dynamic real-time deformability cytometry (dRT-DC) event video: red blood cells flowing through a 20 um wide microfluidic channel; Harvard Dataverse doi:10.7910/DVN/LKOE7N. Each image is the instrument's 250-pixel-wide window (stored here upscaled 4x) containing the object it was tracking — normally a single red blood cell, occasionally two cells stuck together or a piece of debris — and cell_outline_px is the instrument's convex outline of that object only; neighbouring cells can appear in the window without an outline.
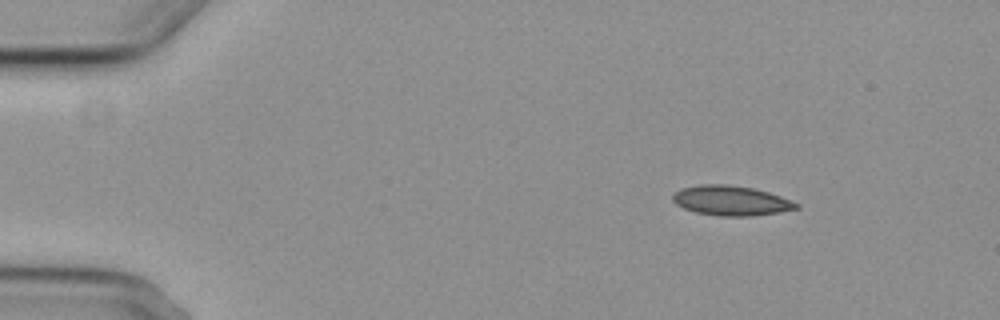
{"species": "common noctule bat (a hibernating species)", "species_latin": "Nyctalus noctula", "temperature_condition": "cold", "stored_images_in_passage": 4, "camera_frame_rate_fps": 3000, "um_per_image_px": 0.085, "animal": {"sex": "female", "body_mass_g": 29.2, "forearm_length_mm": 56.3}, "frame": {"image": 1, "passage_image": 1, "time_ms": 0.0, "image_size_px": [1000, 320], "cell_outline_px": [[800, 208], [780, 212], [752, 216], [720, 216], [696, 212], [684, 208], [676, 204], [672, 200], [672, 196], [680, 188], [700, 184], [724, 184], [752, 188], [768, 192], [780, 196], [800, 204]], "centroid_in_image_um": [62.14, 17.05], "position_along_channel_um": 22.9, "area_um2": 21.44}}